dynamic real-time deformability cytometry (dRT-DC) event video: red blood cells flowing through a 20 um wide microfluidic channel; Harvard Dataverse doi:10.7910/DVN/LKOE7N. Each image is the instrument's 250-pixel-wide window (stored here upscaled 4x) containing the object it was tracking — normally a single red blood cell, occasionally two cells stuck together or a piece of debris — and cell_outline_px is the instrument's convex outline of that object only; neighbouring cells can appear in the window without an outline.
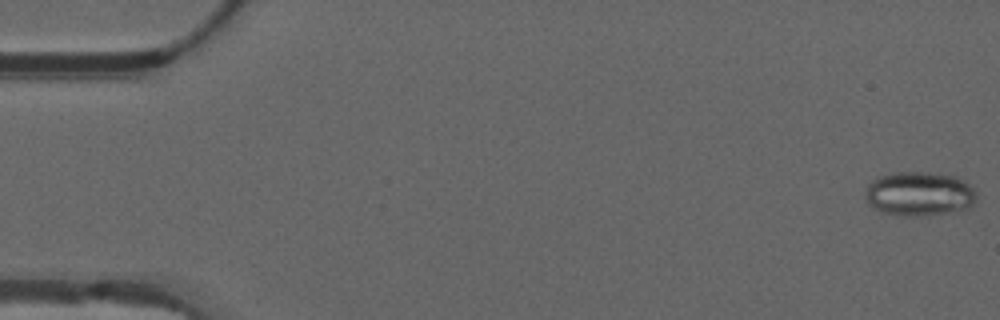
{"species": "common noctule bat (a hibernating species)", "species_latin": "Nyctalus noctula", "temperature_condition": "warm", "stored_images_in_passage": 55, "camera_frame_rate_fps": 3000, "um_per_image_px": 0.085, "animal": {"sex": "male", "forearm_length_mm": 52.5}, "frame": {"image": 1, "passage_image": 1, "time_ms": 0.0, "image_size_px": [1000, 320], "cell_outline_px": [[976, 200], [972, 208], [924, 216], [896, 216], [872, 208], [868, 204], [864, 196], [864, 192], [868, 184], [872, 180], [880, 176], [892, 172], [928, 172], [956, 176], [968, 184], [976, 192]], "centroid_in_image_um": [78.11, 16.48], "position_along_channel_um": 6.9, "area_um2": 29.13}}
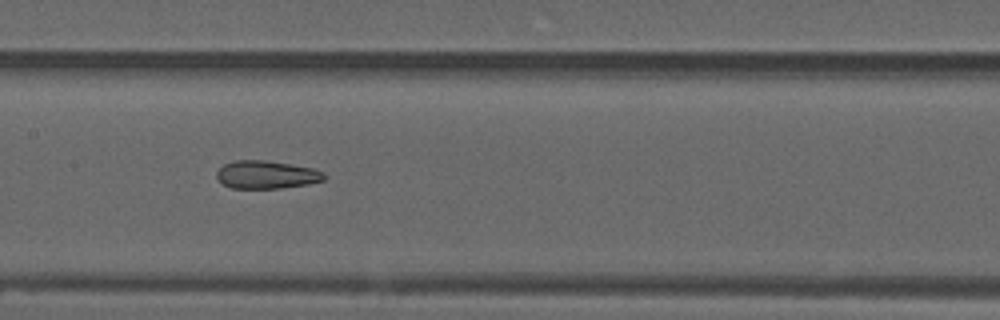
{"frame": {"image": 2, "passage_image": 27, "time_ms": 8.667, "image_size_px": [1000, 320], "cell_outline_px": [[328, 176], [324, 180], [308, 184], [280, 188], [232, 188], [224, 184], [216, 176], [216, 172], [224, 164], [232, 160], [264, 160], [312, 168], [324, 172]], "centroid_in_image_um": [22.66, 14.84], "position_along_channel_um": 184.7, "area_um2": 17.46}}
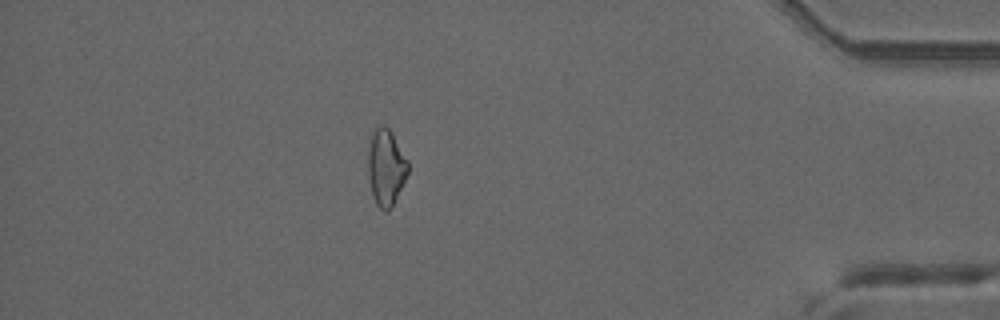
{"frame": {"image": 3, "passage_image": 48, "time_ms": 15.667, "image_size_px": [1000, 320], "cell_outline_px": [[408, 172], [388, 212], [384, 212], [376, 204], [372, 192], [368, 176], [368, 152], [372, 132], [380, 124], [384, 124], [392, 132], [408, 160]], "centroid_in_image_um": [32.79, 14.18], "position_along_channel_um": 402.4, "area_um2": 17.57}, "authors_computed_cell_mechanics": {"area_um2": 19.1896, "velocity_mm_per_s": 3.7571, "shape_relaxation_time_tau1_ms": null, "shape_relaxation_time_tau2_ms": 2.6476, "deformation_change_tau1": null, "deformation_change_tau2": 0.1121}}